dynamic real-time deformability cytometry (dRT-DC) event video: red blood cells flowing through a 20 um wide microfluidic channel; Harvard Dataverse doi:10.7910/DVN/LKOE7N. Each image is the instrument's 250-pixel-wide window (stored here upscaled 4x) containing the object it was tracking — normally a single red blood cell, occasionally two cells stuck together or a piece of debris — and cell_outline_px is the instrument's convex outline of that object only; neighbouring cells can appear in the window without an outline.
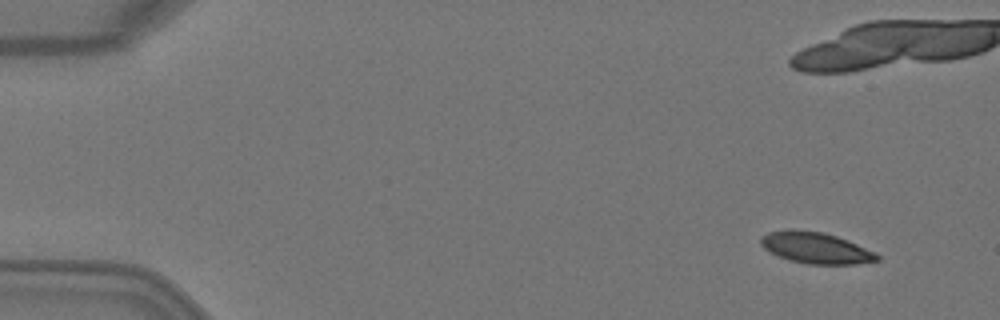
{"species": "Egyptian fruit bat (a non-hibernating species)", "species_latin": "Rousettus aegyptiacus", "temperature_condition": "warm", "stored_images_in_passage": 6, "camera_frame_rate_fps": 3000, "um_per_image_px": 0.085, "animal": {"sex": "female"}, "frame": {"image": 1, "passage_image": 1, "time_ms": 0.0, "image_size_px": [1000, 320], "cell_outline_px": [[880, 260], [856, 264], [808, 264], [788, 260], [764, 248], [760, 244], [760, 236], [768, 232], [824, 232], [848, 240], [876, 252], [880, 256]], "centroid_in_image_um": [69.42, 21.11], "position_along_channel_um": 15.6, "area_um2": 20.58}}